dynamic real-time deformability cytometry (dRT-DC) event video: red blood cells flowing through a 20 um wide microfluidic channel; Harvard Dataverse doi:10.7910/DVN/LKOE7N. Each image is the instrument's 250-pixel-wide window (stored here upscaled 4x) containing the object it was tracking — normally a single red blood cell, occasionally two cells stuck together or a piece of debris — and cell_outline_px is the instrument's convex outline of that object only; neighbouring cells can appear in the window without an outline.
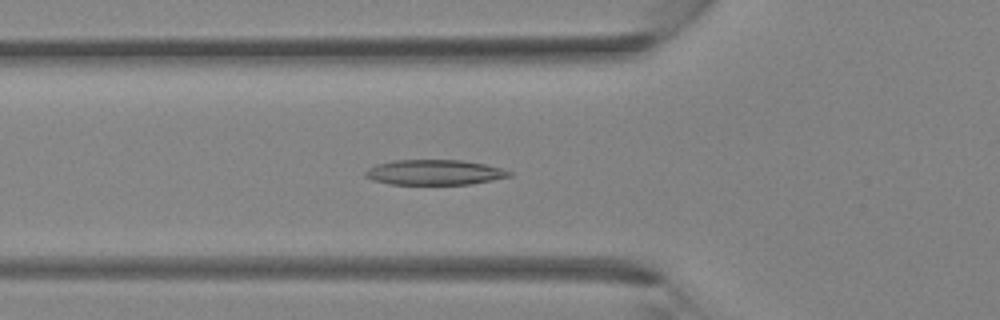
{"species": "Egyptian fruit bat (a non-hibernating species)", "species_latin": "Rousettus aegyptiacus", "temperature_condition": "room temperature", "stored_images_in_passage": 38, "camera_frame_rate_fps": 3000, "um_per_image_px": 0.085, "animal": {"sex": "female"}, "frame": {"image": 1, "passage_image": 13, "time_ms": 4.0, "image_size_px": [1000, 320], "cell_outline_px": [[512, 176], [472, 184], [388, 184], [372, 180], [364, 176], [364, 172], [368, 168], [376, 164], [392, 160], [464, 160], [484, 164], [500, 168], [512, 172]], "centroid_in_image_um": [36.9, 14.65], "position_along_channel_um": 88.9, "area_um2": 21.21}}
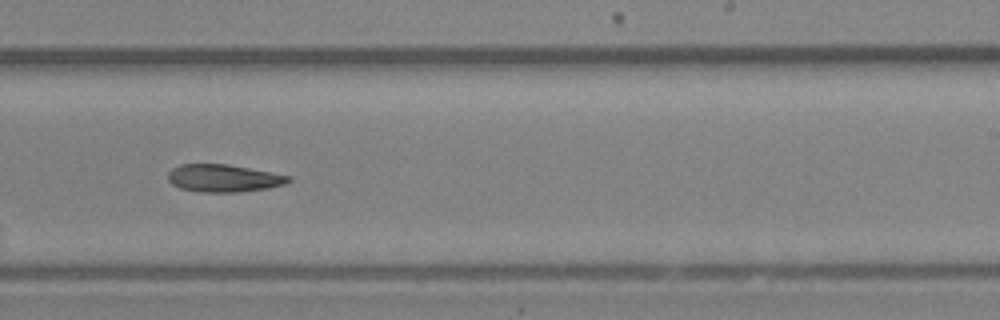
{"frame": {"image": 2, "passage_image": 23, "time_ms": 7.333, "image_size_px": [1000, 320], "cell_outline_px": [[292, 180], [284, 184], [268, 188], [240, 192], [200, 192], [180, 188], [172, 184], [168, 180], [168, 172], [172, 168], [180, 164], [228, 164], [292, 176]], "centroid_in_image_um": [19.0, 15.14], "position_along_channel_um": 270.0, "area_um2": 19.42}}
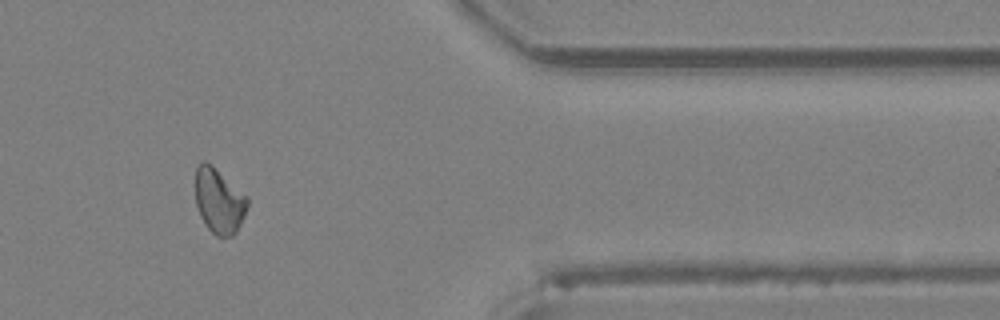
{"frame": {"image": 3, "passage_image": 31, "time_ms": 10.0, "image_size_px": [1000, 320], "cell_outline_px": [[248, 204], [244, 216], [236, 232], [232, 236], [216, 236], [208, 228], [200, 216], [196, 204], [196, 168], [204, 160], [212, 164], [248, 196]], "centroid_in_image_um": [18.63, 17.06], "position_along_channel_um": 392.8, "area_um2": 19.71}}